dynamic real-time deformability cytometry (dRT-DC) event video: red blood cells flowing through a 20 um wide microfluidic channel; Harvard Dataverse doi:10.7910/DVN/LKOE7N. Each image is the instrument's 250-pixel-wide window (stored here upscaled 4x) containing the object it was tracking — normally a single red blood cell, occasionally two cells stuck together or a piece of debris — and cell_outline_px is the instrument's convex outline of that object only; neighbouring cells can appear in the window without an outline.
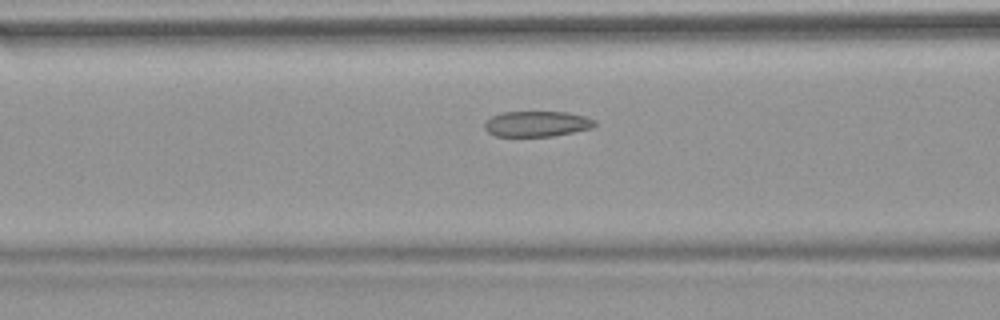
{"species": "common noctule bat (a hibernating species)", "species_latin": "Nyctalus noctula", "temperature_condition": "warm", "stored_images_in_passage": 45, "camera_frame_rate_fps": 3000, "um_per_image_px": 0.085, "animal": {"sex": "female", "body_mass_g": 18.4}, "frame": {"image": 1, "passage_image": 13, "time_ms": 4.0, "image_size_px": [1000, 320], "cell_outline_px": [[596, 124], [592, 128], [552, 136], [496, 136], [488, 132], [484, 128], [484, 124], [492, 116], [504, 112], [568, 112], [588, 116], [596, 120]], "centroid_in_image_um": [45.68, 10.52], "position_along_channel_um": 120.9, "area_um2": 16.42}}
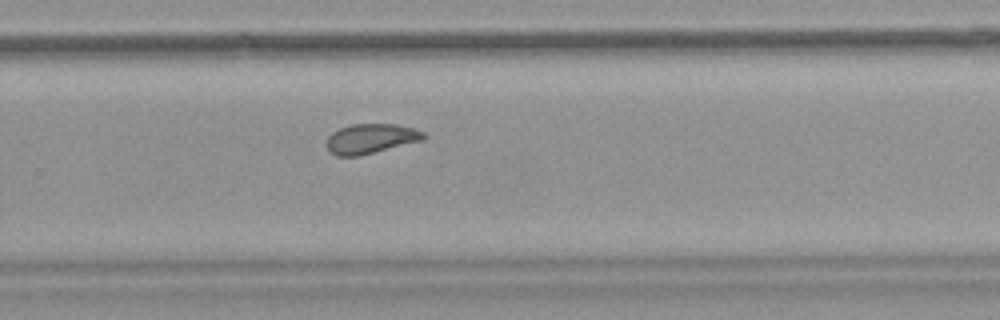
{"frame": {"image": 2, "passage_image": 27, "time_ms": 8.667, "image_size_px": [1000, 320], "cell_outline_px": [[428, 136], [424, 140], [360, 156], [336, 156], [328, 148], [328, 136], [332, 132], [340, 128], [352, 124], [396, 124], [412, 128], [424, 132]], "centroid_in_image_um": [31.56, 11.79], "position_along_channel_um": 298.2, "area_um2": 16.82}}
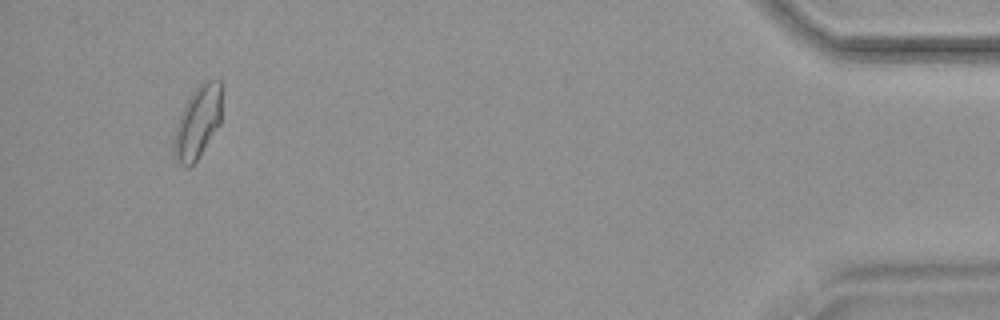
{"frame": {"image": 3, "passage_image": 42, "time_ms": 13.667, "image_size_px": [1000, 320], "cell_outline_px": [[220, 124], [196, 160], [188, 168], [184, 168], [176, 160], [172, 152], [172, 144], [176, 128], [184, 104], [188, 96], [200, 84], [208, 80], [220, 80]], "centroid_in_image_um": [16.76, 10.43], "position_along_channel_um": 418.4, "area_um2": 19.94}, "authors_computed_cell_mechanics": {"area_um2": 17.629, "velocity_mm_per_s": 3.8111, "shape_relaxation_time_tau1_ms": null, "shape_relaxation_time_tau2_ms": 1.4317, "deformation_change_tau1": null, "deformation_change_tau2": 0.0702}}